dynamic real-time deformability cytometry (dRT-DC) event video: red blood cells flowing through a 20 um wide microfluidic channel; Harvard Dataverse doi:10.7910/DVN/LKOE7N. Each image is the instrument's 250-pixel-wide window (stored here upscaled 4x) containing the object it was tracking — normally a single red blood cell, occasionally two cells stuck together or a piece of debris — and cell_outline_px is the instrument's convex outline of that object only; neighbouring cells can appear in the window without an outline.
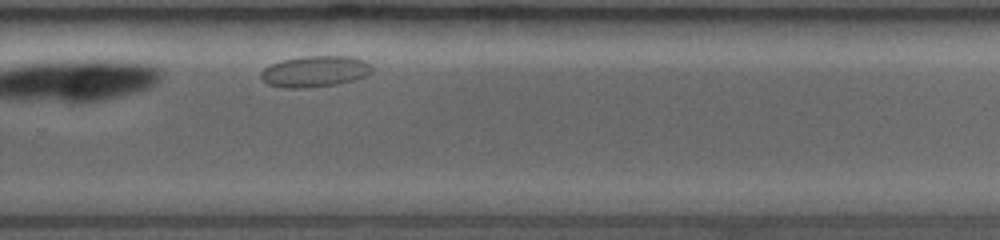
{"species": "common noctule bat (a hibernating species)", "species_latin": "Nyctalus noctula", "temperature_condition": "room temperature", "stored_images_in_passage": 10, "camera_frame_rate_fps": 3500, "um_per_image_px": 0.085, "animal": {"sex": "female", "body_mass_g": 19.0, "forearm_length_mm": 53.3}, "frame": {"image": 1, "passage_image": 10, "time_ms": 8.857, "image_size_px": [1000, 240], "cell_outline_px": [[372, 72], [364, 76], [332, 84], [300, 88], [288, 88], [268, 84], [260, 76], [260, 72], [264, 68], [272, 64], [284, 60], [304, 56], [352, 56], [364, 60], [372, 68]], "centroid_in_image_um": [26.74, 6.05], "position_along_channel_um": 303.1, "area_um2": 19.59}}